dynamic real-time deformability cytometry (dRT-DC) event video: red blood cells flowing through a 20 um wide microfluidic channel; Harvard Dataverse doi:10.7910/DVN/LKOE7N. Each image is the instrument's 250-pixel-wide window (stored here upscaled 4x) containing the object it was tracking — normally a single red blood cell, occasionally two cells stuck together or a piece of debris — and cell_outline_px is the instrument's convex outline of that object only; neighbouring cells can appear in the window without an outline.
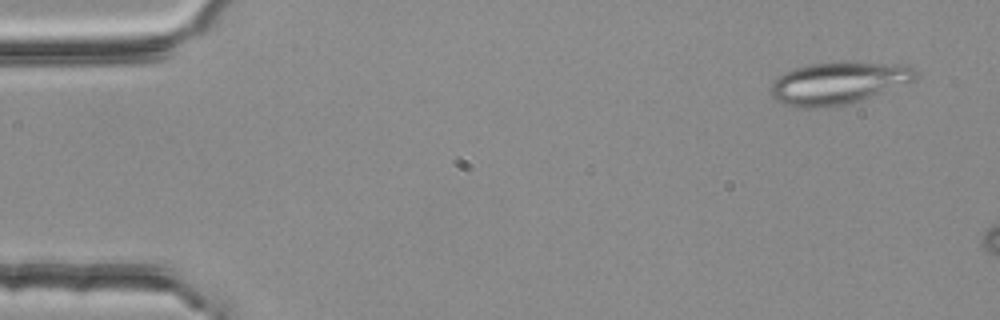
{"species": "common noctule bat (a hibernating species)", "species_latin": "Nyctalus noctula", "temperature_condition": "room temperature", "stored_images_in_passage": 3, "camera_frame_rate_fps": 3000, "um_per_image_px": 0.085, "animal": {"sex": "female", "body_mass_g": 25.1}, "frame": {"image": 1, "passage_image": 1, "time_ms": 0.0, "image_size_px": [1000, 320], "cell_outline_px": [[916, 80], [860, 100], [844, 104], [816, 108], [800, 108], [780, 104], [768, 92], [768, 88], [784, 72], [792, 68], [808, 64], [856, 60], [912, 64], [916, 72]], "centroid_in_image_um": [71.26, 7.02], "position_along_channel_um": 13.7, "area_um2": 36.47}}